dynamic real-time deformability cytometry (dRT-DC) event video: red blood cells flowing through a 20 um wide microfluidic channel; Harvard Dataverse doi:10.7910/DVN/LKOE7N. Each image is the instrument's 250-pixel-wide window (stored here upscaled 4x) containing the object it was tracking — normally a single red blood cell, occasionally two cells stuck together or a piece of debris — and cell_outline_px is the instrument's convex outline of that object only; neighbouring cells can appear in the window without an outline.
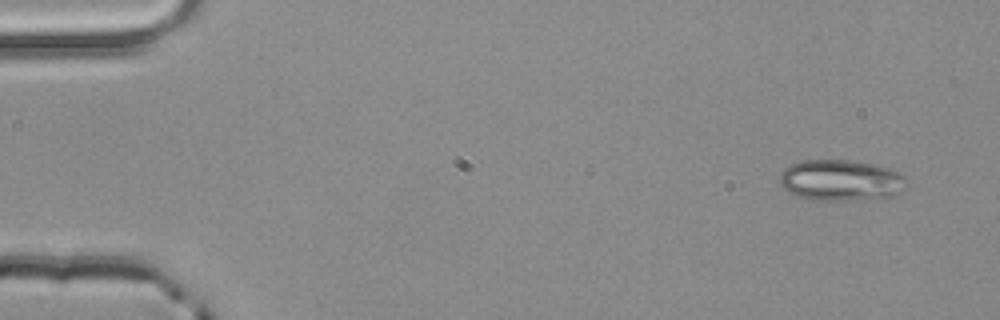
{"species": "common noctule bat (a hibernating species)", "species_latin": "Nyctalus noctula", "temperature_condition": "room temperature", "stored_images_in_passage": 4, "camera_frame_rate_fps": 3000, "um_per_image_px": 0.085, "animal": {"sex": "male", "body_mass_g": 20.4}, "frame": {"image": 1, "passage_image": 1, "time_ms": 0.0, "image_size_px": [1000, 320], "cell_outline_px": [[908, 184], [904, 188], [892, 196], [848, 200], [812, 200], [796, 196], [788, 192], [780, 184], [780, 172], [788, 164], [800, 160], [848, 160], [872, 164], [888, 168], [900, 172], [908, 180]], "centroid_in_image_um": [71.44, 15.31], "position_along_channel_um": 13.6, "area_um2": 30.52}}